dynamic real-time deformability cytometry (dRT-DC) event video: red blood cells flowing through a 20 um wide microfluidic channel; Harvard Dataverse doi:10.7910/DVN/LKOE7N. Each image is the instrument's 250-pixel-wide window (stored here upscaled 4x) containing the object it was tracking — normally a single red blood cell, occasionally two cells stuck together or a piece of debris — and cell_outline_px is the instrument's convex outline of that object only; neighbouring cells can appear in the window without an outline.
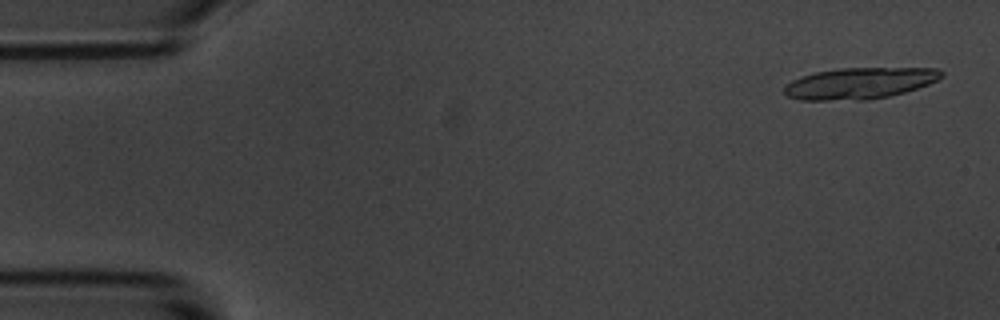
{"species": "common noctule bat (a hibernating species)", "species_latin": "Nyctalus noctula", "temperature_condition": "room temperature", "stored_images_in_passage": 6, "camera_frame_rate_fps": 3000, "um_per_image_px": 0.085, "animal": {"sex": "male", "body_mass_g": 20.1, "forearm_length_mm": 53.5}, "frame": {"image": 1, "passage_image": 1, "time_ms": 0.0, "image_size_px": [1000, 320], "cell_outline_px": [[944, 76], [928, 84], [904, 92], [888, 96], [868, 100], [800, 100], [788, 96], [784, 92], [784, 88], [792, 80], [816, 72], [840, 68], [936, 68], [944, 72]], "centroid_in_image_um": [73.09, 7.08], "position_along_channel_um": 11.9, "area_um2": 28.5}}